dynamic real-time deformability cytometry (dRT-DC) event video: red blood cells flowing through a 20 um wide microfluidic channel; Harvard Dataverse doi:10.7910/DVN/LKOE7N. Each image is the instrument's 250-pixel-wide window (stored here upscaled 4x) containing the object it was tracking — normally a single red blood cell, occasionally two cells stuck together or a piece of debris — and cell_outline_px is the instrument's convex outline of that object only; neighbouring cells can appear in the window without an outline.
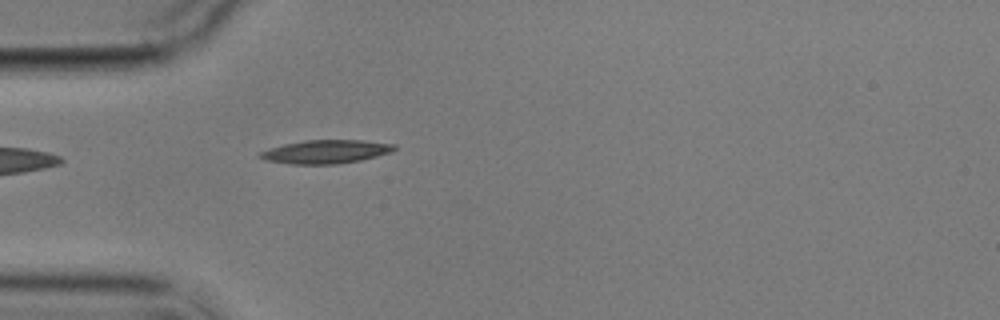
{"species": "common noctule bat (a hibernating species)", "species_latin": "Nyctalus noctula", "temperature_condition": "cold", "stored_images_in_passage": 3, "camera_frame_rate_fps": 3000, "um_per_image_px": 0.085, "animal": {"sex": "male", "body_mass_g": 17.9}, "frame": {"image": 1, "passage_image": 3, "time_ms": 2.333, "image_size_px": [1000, 320], "cell_outline_px": [[396, 148], [392, 152], [360, 160], [336, 164], [292, 164], [264, 160], [256, 156], [256, 152], [284, 144], [304, 140], [360, 140], [396, 144]], "centroid_in_image_um": [27.64, 12.89], "position_along_channel_um": 57.4, "area_um2": 18.5}}